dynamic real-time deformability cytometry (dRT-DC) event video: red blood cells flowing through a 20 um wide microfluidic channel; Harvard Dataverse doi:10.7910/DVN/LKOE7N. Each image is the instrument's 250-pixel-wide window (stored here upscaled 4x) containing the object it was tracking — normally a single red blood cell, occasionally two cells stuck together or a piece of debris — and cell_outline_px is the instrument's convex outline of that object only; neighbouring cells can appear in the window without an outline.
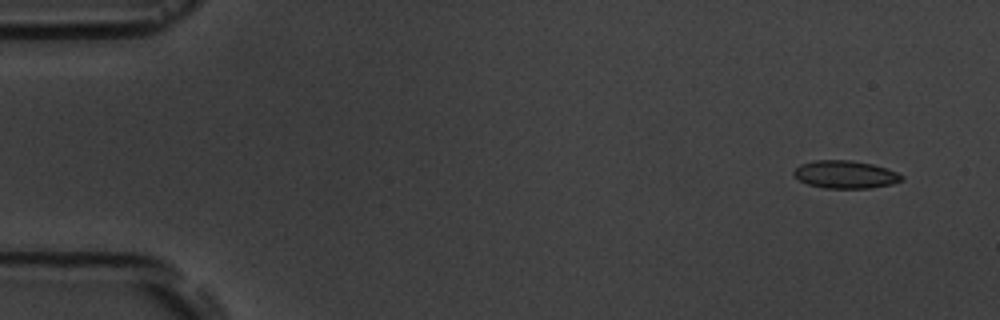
{"species": "common noctule bat (a hibernating species)", "species_latin": "Nyctalus noctula", "temperature_condition": "room temperature", "stored_images_in_passage": 5, "segment_of_instrument_passage": [1, 2], "camera_frame_rate_fps": 3000, "um_per_image_px": 0.085, "animal": {"sex": "male", "body_mass_g": 19.5, "forearm_length_mm": 54.6}, "frame": {"image": 1, "passage_image": 1, "time_ms": 0.0, "image_size_px": [1000, 320], "cell_outline_px": [[904, 180], [892, 184], [868, 188], [824, 188], [808, 184], [800, 180], [792, 172], [800, 164], [816, 160], [852, 160], [872, 164], [896, 172], [904, 176]], "centroid_in_image_um": [71.86, 14.83], "position_along_channel_um": 13.1, "area_um2": 17.34}}
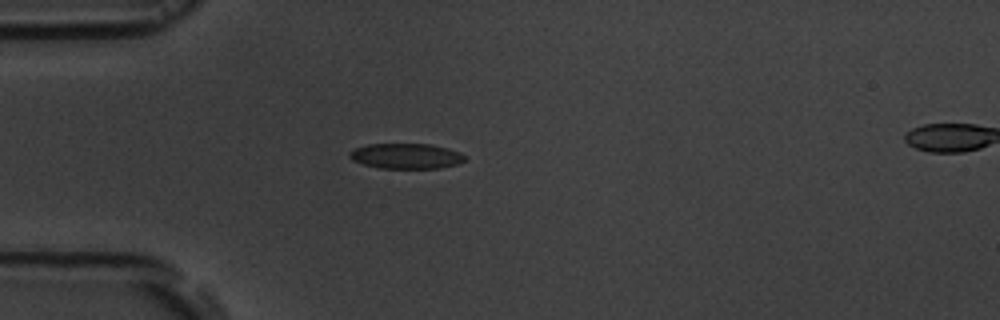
{"frame": {"image": 2, "passage_image": 4, "time_ms": 4.0, "image_size_px": [1000, 320], "cell_outline_px": [[464, 160], [456, 164], [440, 168], [380, 168], [364, 164], [352, 160], [348, 156], [348, 152], [352, 148], [368, 144], [432, 144], [460, 152], [464, 156]], "centroid_in_image_um": [34.46, 13.25], "position_along_channel_um": 50.5, "area_um2": 16.99}}